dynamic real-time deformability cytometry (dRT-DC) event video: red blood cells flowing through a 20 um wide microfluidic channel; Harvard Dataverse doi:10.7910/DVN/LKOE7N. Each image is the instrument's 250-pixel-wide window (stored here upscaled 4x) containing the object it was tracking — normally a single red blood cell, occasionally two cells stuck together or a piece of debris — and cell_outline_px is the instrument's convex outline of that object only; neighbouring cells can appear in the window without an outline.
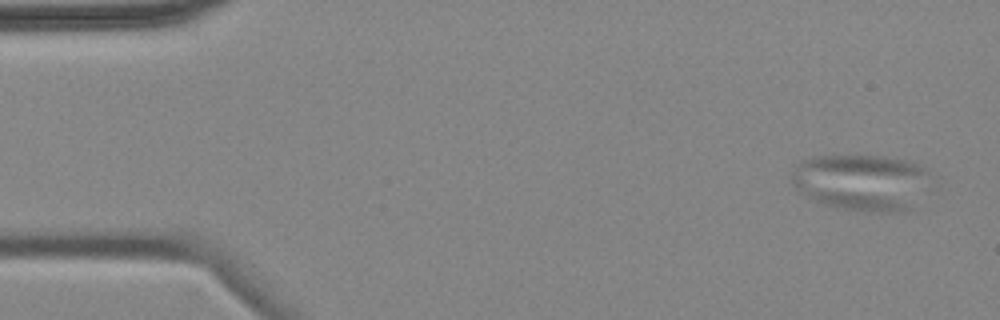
{"species": "common noctule bat (a hibernating species)", "species_latin": "Nyctalus noctula", "temperature_condition": "cold", "stored_images_in_passage": 4, "camera_frame_rate_fps": 3000, "um_per_image_px": 0.085, "animal": {"sex": "female", "body_mass_g": 18.4}, "frame": {"image": 1, "passage_image": 1, "time_ms": 0.0, "image_size_px": [1000, 320], "cell_outline_px": [[924, 172], [908, 212], [892, 212], [844, 208], [824, 204], [800, 192], [792, 184], [792, 176], [800, 160], [820, 156], [884, 156], [912, 160], [924, 168]], "centroid_in_image_um": [73.09, 15.45], "position_along_channel_um": 11.9, "area_um2": 43.64}}